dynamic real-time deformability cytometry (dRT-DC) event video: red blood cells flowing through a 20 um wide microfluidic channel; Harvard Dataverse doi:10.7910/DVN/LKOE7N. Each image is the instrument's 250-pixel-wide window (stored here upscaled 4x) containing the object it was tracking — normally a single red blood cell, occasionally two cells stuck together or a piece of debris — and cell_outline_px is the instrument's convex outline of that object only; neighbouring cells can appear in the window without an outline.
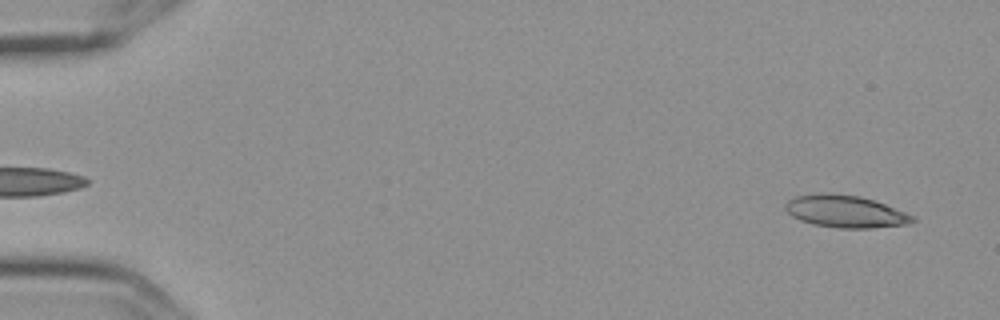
{"species": "Egyptian fruit bat (a non-hibernating species)", "species_latin": "Rousettus aegyptiacus", "temperature_condition": "cold", "stored_images_in_passage": 4, "segment_of_instrument_passage": [2, 2], "camera_frame_rate_fps": 3000, "um_per_image_px": 0.085, "frame": {"image": 1, "passage_image": 4, "time_ms": 1.0, "image_size_px": [1000, 320], "cell_outline_px": [[916, 220], [908, 224], [872, 228], [836, 228], [816, 224], [800, 220], [792, 216], [784, 208], [784, 204], [788, 200], [796, 196], [820, 192], [828, 192], [860, 196], [884, 204], [916, 216]], "centroid_in_image_um": [71.85, 17.96], "position_along_channel_um": 13.1, "area_um2": 23.99}}